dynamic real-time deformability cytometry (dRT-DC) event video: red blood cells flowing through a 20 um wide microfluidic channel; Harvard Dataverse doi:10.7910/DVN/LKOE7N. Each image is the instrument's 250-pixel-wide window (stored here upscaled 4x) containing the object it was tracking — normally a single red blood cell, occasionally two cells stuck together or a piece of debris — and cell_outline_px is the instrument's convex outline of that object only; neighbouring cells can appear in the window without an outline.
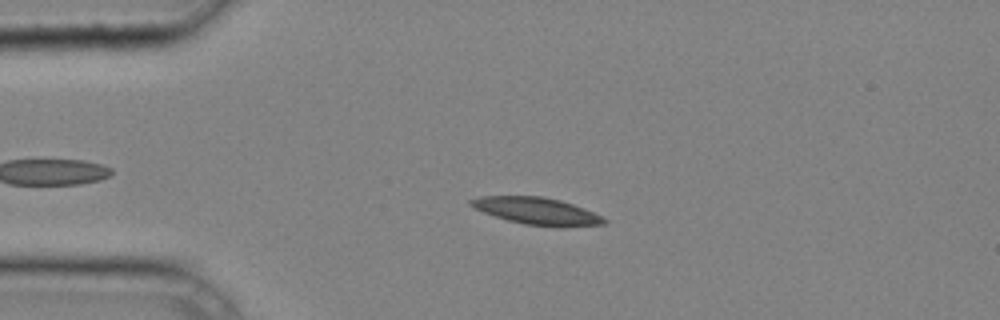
{"species": "common noctule bat (a hibernating species)", "species_latin": "Nyctalus noctula", "temperature_condition": "cold", "stored_images_in_passage": 36, "camera_frame_rate_fps": 3000, "um_per_image_px": 0.085, "animal": {"sex": "male", "body_mass_g": 20.4}, "frame": {"image": 1, "passage_image": 4, "time_ms": 1.0, "image_size_px": [1000, 320], "cell_outline_px": [[608, 220], [604, 224], [560, 228], [556, 228], [524, 224], [508, 220], [484, 212], [468, 204], [468, 200], [480, 196], [540, 196], [560, 200], [584, 208]], "centroid_in_image_um": [45.65, 17.95], "position_along_channel_um": 39.4, "area_um2": 21.04}}
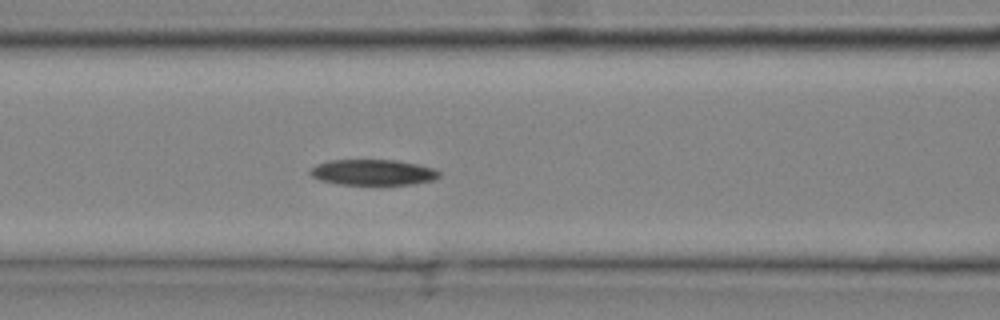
{"frame": {"image": 2, "passage_image": 12, "time_ms": 3.667, "image_size_px": [1000, 320], "cell_outline_px": [[440, 176], [436, 180], [412, 184], [380, 188], [340, 184], [320, 180], [312, 176], [308, 172], [316, 164], [328, 160], [396, 160], [416, 164], [432, 168], [440, 172]], "centroid_in_image_um": [31.72, 14.7], "position_along_channel_um": 134.9, "area_um2": 20.29}}
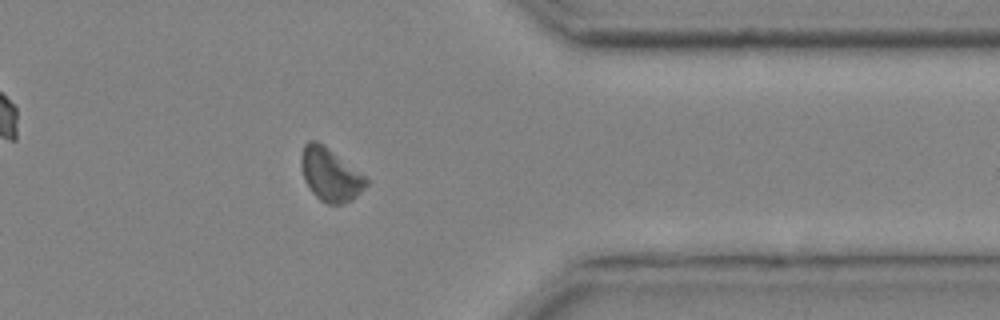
{"frame": {"image": 3, "passage_image": 29, "time_ms": 9.333, "image_size_px": [1000, 320], "cell_outline_px": [[368, 184], [352, 200], [340, 204], [328, 204], [320, 200], [312, 192], [304, 180], [300, 164], [300, 156], [304, 144], [308, 140], [316, 140], [324, 144], [364, 176], [368, 180]], "centroid_in_image_um": [28.03, 14.82], "position_along_channel_um": 383.4, "area_um2": 20.0}}